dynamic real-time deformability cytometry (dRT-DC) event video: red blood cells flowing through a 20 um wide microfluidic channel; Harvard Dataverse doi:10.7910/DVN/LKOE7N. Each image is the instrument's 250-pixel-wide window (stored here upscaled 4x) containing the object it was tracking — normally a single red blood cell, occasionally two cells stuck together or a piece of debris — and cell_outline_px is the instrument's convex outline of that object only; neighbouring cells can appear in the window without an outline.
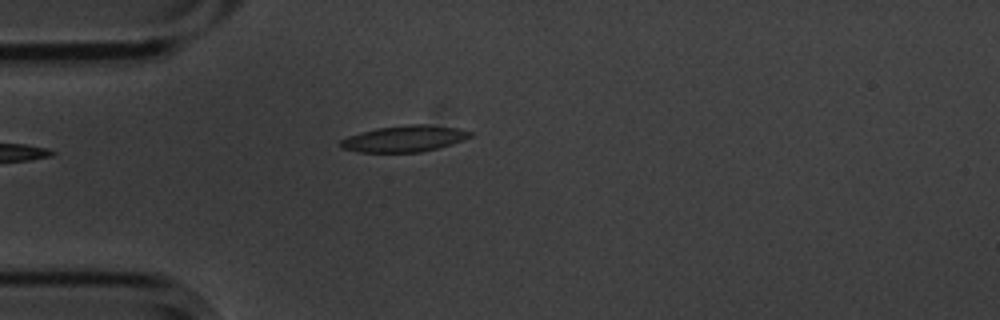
{"species": "common noctule bat (a hibernating species)", "species_latin": "Nyctalus noctula", "temperature_condition": "cold", "stored_images_in_passage": 31, "segment_of_instrument_passage": [1, 2], "camera_frame_rate_fps": 3000, "um_per_image_px": 0.085, "animal": {"sex": "male", "body_mass_g": 20.1, "forearm_length_mm": 53.5}, "frame": {"image": 1, "passage_image": 1, "time_ms": 0.0, "image_size_px": [1000, 320], "cell_outline_px": [[472, 136], [452, 144], [420, 152], [360, 152], [340, 148], [340, 140], [348, 136], [376, 128], [408, 124], [424, 124], [460, 128], [472, 132]], "centroid_in_image_um": [34.37, 11.78], "position_along_channel_um": 50.6, "area_um2": 19.83}}
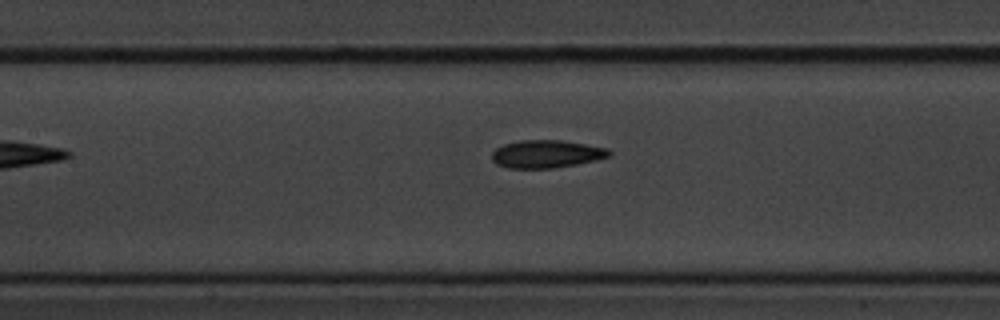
{"frame": {"image": 2, "passage_image": 11, "time_ms": 3.333, "image_size_px": [1000, 320], "cell_outline_px": [[612, 156], [596, 160], [576, 164], [552, 168], [508, 168], [496, 164], [492, 160], [492, 152], [496, 148], [504, 144], [520, 140], [560, 140], [608, 148], [612, 152]], "centroid_in_image_um": [46.45, 13.09], "position_along_channel_um": 160.9, "area_um2": 19.02}}
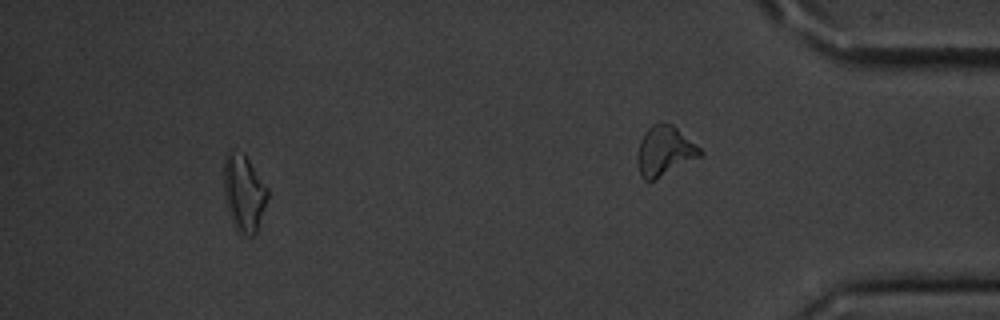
{"frame": {"image": 3, "passage_image": 26, "time_ms": 8.333, "image_size_px": [1000, 320], "cell_outline_px": [[268, 196], [256, 232], [252, 236], [244, 236], [236, 232], [224, 200], [224, 156], [232, 148], [244, 152], [268, 188]], "centroid_in_image_um": [20.71, 16.37], "position_along_channel_um": 414.5, "area_um2": 19.94}}